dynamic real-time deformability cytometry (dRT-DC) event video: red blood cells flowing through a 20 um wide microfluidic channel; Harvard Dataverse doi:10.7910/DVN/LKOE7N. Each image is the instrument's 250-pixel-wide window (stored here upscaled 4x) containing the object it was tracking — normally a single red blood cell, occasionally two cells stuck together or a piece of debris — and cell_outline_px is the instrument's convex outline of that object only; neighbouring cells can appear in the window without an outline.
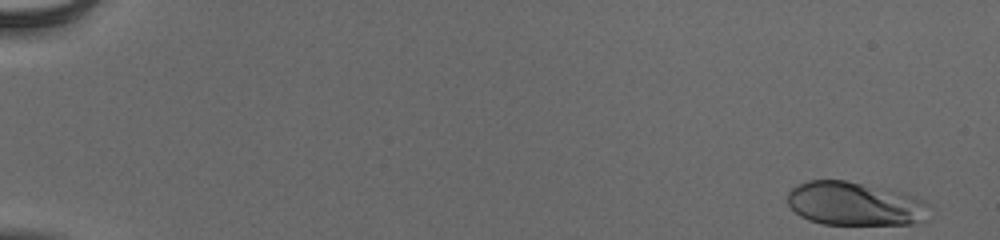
{"species": "human", "species_latin": "Homo sapiens", "temperature_condition": "cold", "stored_images_in_passage": 53, "camera_frame_rate_fps": 3000, "um_per_image_px": 0.085, "donor": {"sex": "male"}, "frame": {"image": 1, "passage_image": 1, "time_ms": 0.0, "image_size_px": [1000, 240], "cell_outline_px": [[924, 220], [912, 224], [824, 224], [808, 220], [800, 216], [788, 204], [788, 192], [792, 188], [808, 180], [844, 180], [904, 192], [916, 196], [924, 200]], "centroid_in_image_um": [72.6, 17.31], "position_along_channel_um": 12.4, "area_um2": 35.66}}
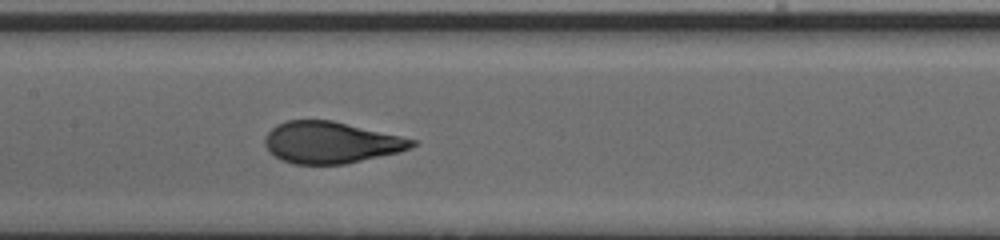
{"frame": {"image": 2, "passage_image": 28, "time_ms": 9.0, "image_size_px": [1000, 240], "cell_outline_px": [[416, 144], [400, 152], [344, 164], [292, 164], [280, 160], [268, 152], [264, 144], [264, 136], [276, 124], [288, 120], [332, 120], [400, 136], [416, 140]], "centroid_in_image_um": [28.06, 12.11], "position_along_channel_um": 179.3, "area_um2": 35.66}}
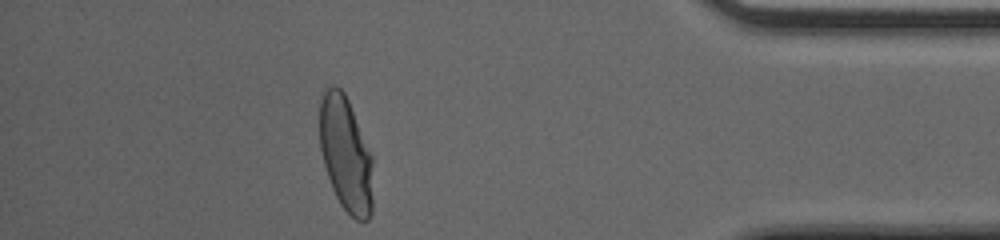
{"frame": {"image": 3, "passage_image": 48, "time_ms": 15.667, "image_size_px": [1000, 240], "cell_outline_px": [[372, 212], [368, 220], [356, 220], [340, 204], [332, 188], [324, 164], [320, 148], [320, 100], [324, 92], [332, 84], [340, 88], [344, 92], [348, 100], [372, 156]], "centroid_in_image_um": [29.39, 13.11], "position_along_channel_um": 405.8, "area_um2": 35.43}, "authors_computed_cell_mechanics": {"area_um2": 35.6626, "velocity_mm_per_s": 3.9044, "shape_relaxation_time_tau1_ms": 3.0573, "shape_relaxation_time_tau2_ms": null, "deformation_change_tau1": 0.1785, "deformation_change_tau2": null}}